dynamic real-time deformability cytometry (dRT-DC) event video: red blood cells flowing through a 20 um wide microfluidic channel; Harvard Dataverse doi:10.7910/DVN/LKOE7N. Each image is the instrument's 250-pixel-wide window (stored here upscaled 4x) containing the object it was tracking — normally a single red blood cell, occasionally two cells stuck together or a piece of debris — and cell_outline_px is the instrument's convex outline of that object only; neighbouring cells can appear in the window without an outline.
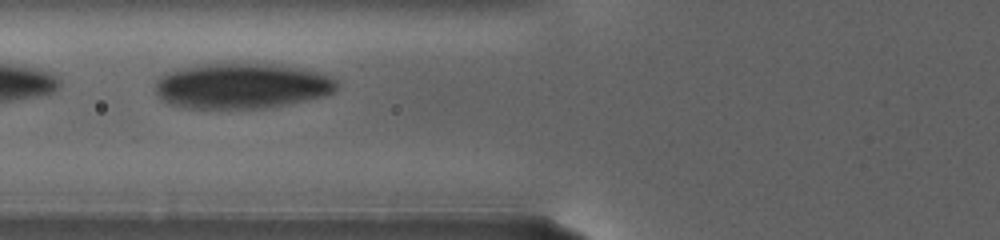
{"species": "human", "species_latin": "Homo sapiens", "temperature_condition": "warm", "stored_images_in_passage": 15, "camera_frame_rate_fps": 3000, "um_per_image_px": 0.085, "donor": {"sex": "female"}, "frame": {"image": 1, "passage_image": 7, "time_ms": 5.0, "image_size_px": [1000, 240], "cell_outline_px": [[340, 84], [332, 92], [324, 96], [264, 108], [184, 108], [172, 104], [164, 100], [156, 92], [156, 80], [160, 76], [176, 68], [196, 64], [280, 64], [308, 68], [332, 76], [340, 80]], "centroid_in_image_um": [20.6, 7.27], "position_along_channel_um": 105.2, "area_um2": 48.49}}
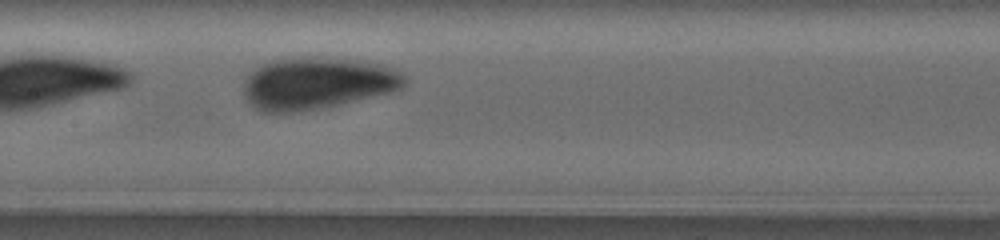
{"frame": {"image": 2, "passage_image": 11, "time_ms": 8.0, "image_size_px": [1000, 240], "cell_outline_px": [[408, 84], [400, 88], [388, 92], [320, 108], [296, 112], [260, 112], [248, 100], [244, 92], [244, 80], [260, 64], [268, 60], [316, 56], [360, 60], [380, 64], [404, 72]], "centroid_in_image_um": [26.96, 7.05], "position_along_channel_um": 180.4, "area_um2": 48.61}}
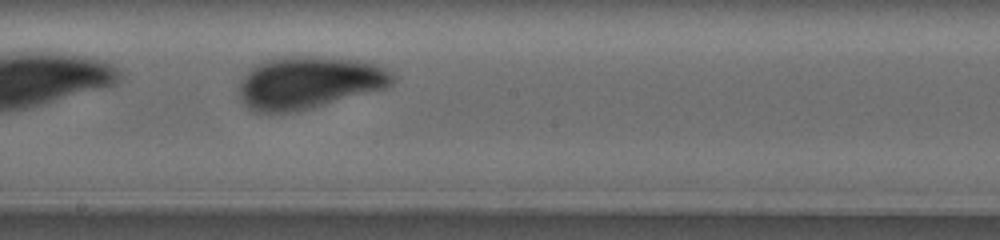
{"frame": {"image": 3, "passage_image": 13, "time_ms": 9.667, "image_size_px": [1000, 240], "cell_outline_px": [[396, 80], [392, 84], [384, 88], [312, 108], [292, 112], [252, 112], [240, 100], [236, 92], [240, 80], [248, 68], [264, 60], [284, 56], [312, 56], [360, 60], [376, 64], [392, 72], [396, 76]], "centroid_in_image_um": [26.19, 7.01], "position_along_channel_um": 222.0, "area_um2": 47.4}}